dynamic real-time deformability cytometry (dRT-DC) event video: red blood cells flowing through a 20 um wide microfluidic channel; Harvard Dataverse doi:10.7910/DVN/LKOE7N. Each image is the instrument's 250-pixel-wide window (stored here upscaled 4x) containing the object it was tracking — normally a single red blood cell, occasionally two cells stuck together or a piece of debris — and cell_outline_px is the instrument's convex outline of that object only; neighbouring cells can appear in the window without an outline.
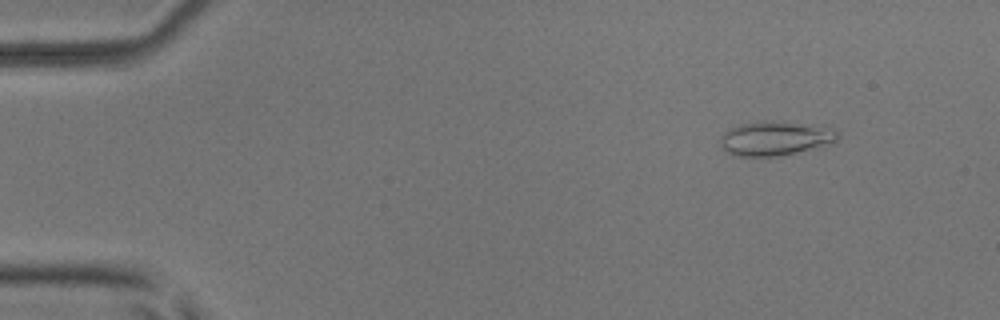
{"species": "common noctule bat (a hibernating species)", "species_latin": "Nyctalus noctula", "temperature_condition": "room temperature", "stored_images_in_passage": 5, "camera_frame_rate_fps": 3000, "um_per_image_px": 0.085, "animal": {"sex": "male", "body_mass_g": 17.9, "forearm_length_mm": 54.2}, "frame": {"image": 1, "passage_image": 2, "time_ms": 0.333, "image_size_px": [1000, 320], "cell_outline_px": [[840, 136], [836, 140], [808, 148], [776, 156], [736, 156], [724, 152], [720, 148], [720, 136], [724, 132], [740, 124], [764, 120], [772, 120], [832, 124], [836, 128]], "centroid_in_image_um": [65.91, 11.7], "position_along_channel_um": 19.1, "area_um2": 23.93}}